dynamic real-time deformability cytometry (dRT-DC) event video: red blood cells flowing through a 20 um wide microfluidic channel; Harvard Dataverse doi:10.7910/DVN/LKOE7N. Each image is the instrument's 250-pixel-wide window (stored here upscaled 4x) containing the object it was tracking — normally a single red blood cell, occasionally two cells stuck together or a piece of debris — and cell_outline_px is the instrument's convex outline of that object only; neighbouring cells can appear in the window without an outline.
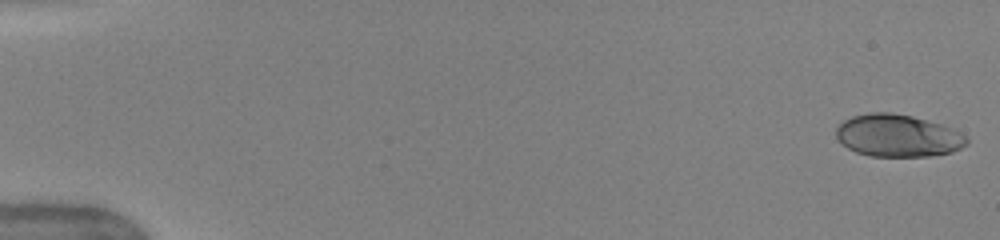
{"species": "human", "species_latin": "Homo sapiens", "temperature_condition": "warm", "stored_images_in_passage": 50, "camera_frame_rate_fps": 3000, "um_per_image_px": 0.085, "donor": {"sex": "female"}, "frame": {"image": 1, "passage_image": 1, "time_ms": 0.0, "image_size_px": [1000, 240], "cell_outline_px": [[968, 144], [952, 152], [928, 156], [872, 156], [856, 152], [848, 148], [836, 136], [836, 128], [844, 120], [852, 116], [868, 112], [892, 112], [912, 116], [940, 124], [952, 128], [968, 136]], "centroid_in_image_um": [76.33, 11.52], "position_along_channel_um": 8.7, "area_um2": 32.19}}
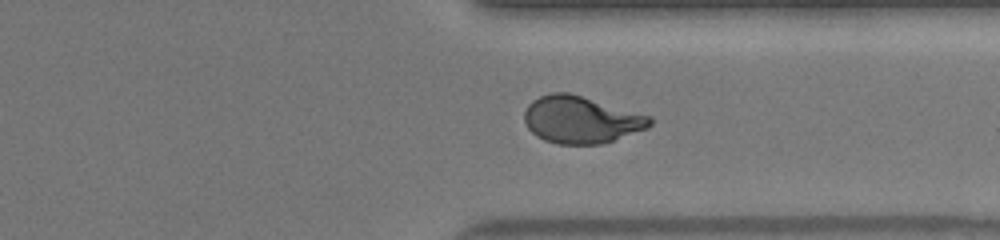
{"frame": {"image": 2, "passage_image": 39, "time_ms": 12.667, "image_size_px": [1000, 240], "cell_outline_px": [[652, 124], [648, 128], [600, 144], [556, 144], [544, 140], [536, 136], [528, 128], [524, 120], [524, 112], [528, 104], [532, 100], [540, 96], [552, 92], [568, 92], [652, 116]], "centroid_in_image_um": [49.37, 10.17], "position_along_channel_um": 362.0, "area_um2": 34.45}}
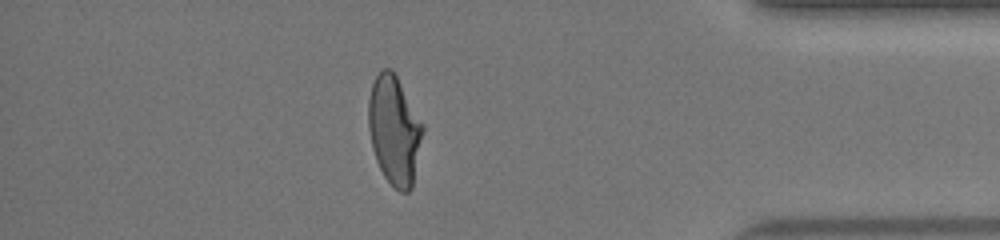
{"frame": {"image": 3, "passage_image": 44, "time_ms": 14.333, "image_size_px": [1000, 240], "cell_outline_px": [[424, 128], [412, 188], [408, 192], [400, 192], [384, 176], [376, 160], [372, 148], [368, 128], [368, 100], [372, 84], [380, 68], [392, 68], [424, 124]], "centroid_in_image_um": [33.51, 11.04], "position_along_channel_um": 401.7, "area_um2": 34.56}, "authors_computed_cell_mechanics": {"area_um2": 34.0442, "velocity_mm_per_s": 4.0778, "shape_relaxation_time_tau1_ms": 5.6637, "shape_relaxation_time_tau2_ms": 0.6578, "deformation_change_tau1": 0.2195, "deformation_change_tau2": 0.0615}}